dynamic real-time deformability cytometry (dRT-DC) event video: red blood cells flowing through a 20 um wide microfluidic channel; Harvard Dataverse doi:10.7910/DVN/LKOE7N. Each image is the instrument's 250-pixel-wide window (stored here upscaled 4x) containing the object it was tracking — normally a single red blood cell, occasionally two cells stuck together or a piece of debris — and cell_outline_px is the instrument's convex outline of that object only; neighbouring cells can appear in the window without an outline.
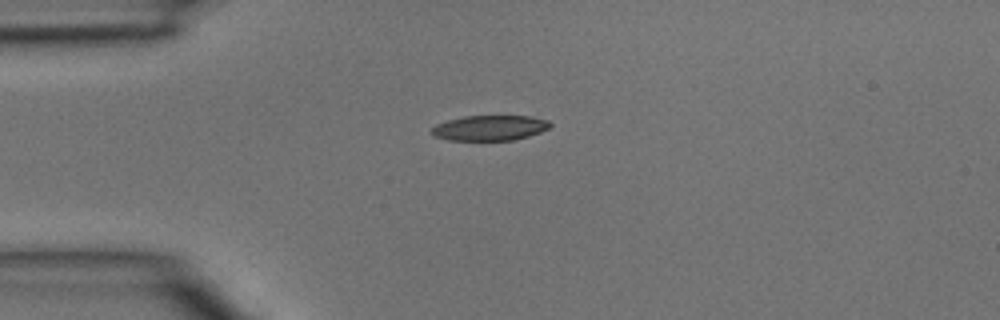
{"species": "common noctule bat (a hibernating species)", "species_latin": "Nyctalus noctula", "temperature_condition": "room temperature", "stored_images_in_passage": 5, "segment_of_instrument_passage": [2, 2], "camera_frame_rate_fps": 3000, "um_per_image_px": 0.085, "animal": {"sex": "male", "body_mass_g": 15.6}, "frame": {"image": 1, "passage_image": 5, "time_ms": 1.333, "image_size_px": [1000, 320], "cell_outline_px": [[552, 124], [548, 128], [540, 132], [528, 136], [512, 140], [448, 140], [436, 136], [432, 132], [432, 128], [436, 124], [448, 120], [464, 116], [532, 116], [548, 120]], "centroid_in_image_um": [41.65, 10.86], "position_along_channel_um": 43.3, "area_um2": 17.28}}